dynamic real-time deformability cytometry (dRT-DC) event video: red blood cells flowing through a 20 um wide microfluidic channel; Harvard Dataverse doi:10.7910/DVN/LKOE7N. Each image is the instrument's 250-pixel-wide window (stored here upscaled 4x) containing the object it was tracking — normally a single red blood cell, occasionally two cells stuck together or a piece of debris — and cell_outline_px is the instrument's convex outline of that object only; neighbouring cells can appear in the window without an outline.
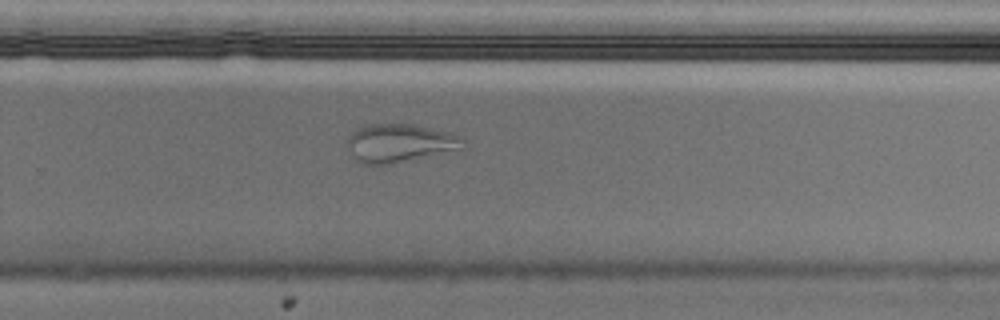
{"species": "Egyptian fruit bat (a non-hibernating species)", "species_latin": "Rousettus aegyptiacus", "temperature_condition": "cold", "stored_images_in_passage": 46, "camera_frame_rate_fps": 3000, "um_per_image_px": 0.085, "animal": {"sex": "male"}, "frame": {"image": 1, "passage_image": 27, "time_ms": 8.667, "image_size_px": [1000, 320], "cell_outline_px": [[464, 148], [392, 164], [364, 164], [356, 160], [352, 156], [348, 148], [348, 136], [352, 132], [368, 124], [412, 124], [452, 132], [464, 136]], "centroid_in_image_um": [34.01, 12.16], "position_along_channel_um": 295.8, "area_um2": 25.95}, "authors_computed_cell_mechanics": {"area_um2": 23.5824, "velocity_mm_per_s": 3.591, "shape_relaxation_time_tau1_ms": null, "shape_relaxation_time_tau2_ms": 1.0993, "deformation_change_tau1": null, "deformation_change_tau2": 0.0769}}